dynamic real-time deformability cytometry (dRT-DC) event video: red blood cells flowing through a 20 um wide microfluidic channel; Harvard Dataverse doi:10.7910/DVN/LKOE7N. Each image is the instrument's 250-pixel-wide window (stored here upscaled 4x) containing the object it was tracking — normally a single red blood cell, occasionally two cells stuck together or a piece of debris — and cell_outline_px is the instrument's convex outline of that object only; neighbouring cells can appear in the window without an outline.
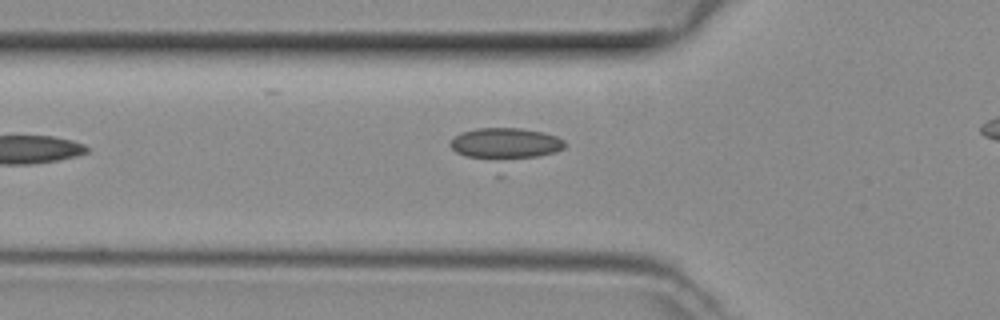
{"species": "common noctule bat (a hibernating species)", "species_latin": "Nyctalus noctula", "temperature_condition": "room temperature", "stored_images_in_passage": 23, "camera_frame_rate_fps": 3000, "um_per_image_px": 0.085, "animal": {"sex": "female", "body_mass_g": 29.2, "forearm_length_mm": 56.3}, "frame": {"image": 1, "passage_image": 4, "time_ms": 1.0, "image_size_px": [1000, 320], "cell_outline_px": [[568, 144], [564, 148], [556, 152], [536, 156], [504, 160], [496, 160], [464, 156], [456, 152], [448, 144], [460, 132], [476, 128], [520, 128], [544, 132], [556, 136], [564, 140]], "centroid_in_image_um": [42.97, 12.19], "position_along_channel_um": 82.8, "area_um2": 20.98}}
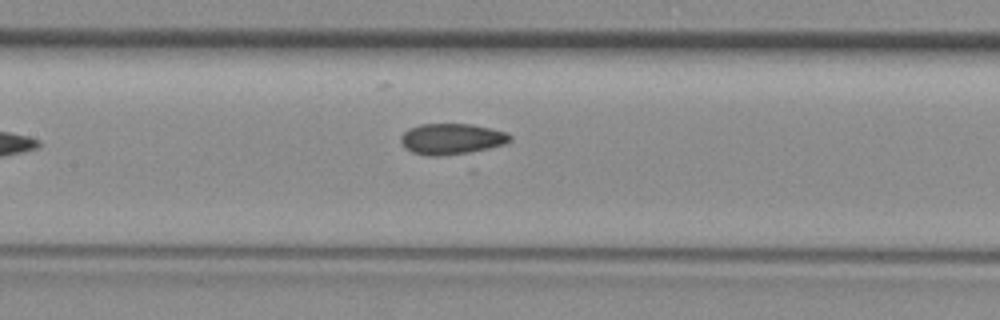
{"frame": {"image": 2, "passage_image": 10, "time_ms": 3.0, "image_size_px": [1000, 320], "cell_outline_px": [[512, 140], [504, 144], [488, 148], [468, 152], [440, 156], [428, 156], [412, 152], [400, 140], [400, 136], [408, 128], [420, 124], [472, 124], [492, 128], [508, 132], [512, 136]], "centroid_in_image_um": [38.41, 11.79], "position_along_channel_um": 169.0, "area_um2": 19.65}}
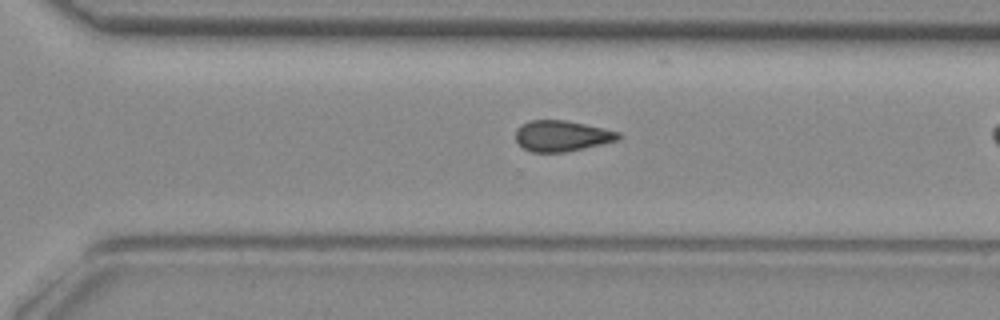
{"frame": {"image": 3, "passage_image": 18, "time_ms": 5.667, "image_size_px": [1000, 320], "cell_outline_px": [[620, 136], [616, 140], [584, 148], [564, 152], [532, 152], [524, 148], [516, 140], [516, 128], [520, 124], [528, 120], [568, 120], [604, 128], [620, 132]], "centroid_in_image_um": [47.72, 11.53], "position_along_channel_um": 322.9, "area_um2": 18.44}}